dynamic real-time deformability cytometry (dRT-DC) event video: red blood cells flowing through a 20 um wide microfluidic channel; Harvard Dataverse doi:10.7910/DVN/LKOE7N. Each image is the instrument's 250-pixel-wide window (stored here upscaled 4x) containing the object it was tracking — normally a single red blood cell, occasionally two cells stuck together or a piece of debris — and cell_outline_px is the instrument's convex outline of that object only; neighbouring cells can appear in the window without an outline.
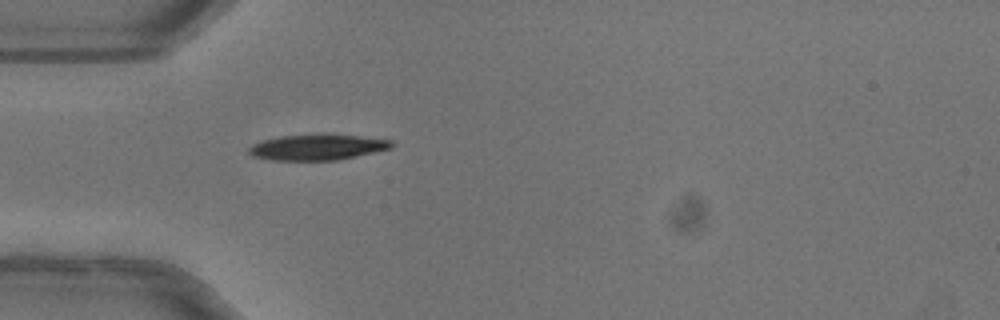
{"species": "common noctule bat (a hibernating species)", "species_latin": "Nyctalus noctula", "temperature_condition": "warm", "stored_images_in_passage": 36, "camera_frame_rate_fps": 3000, "um_per_image_px": 0.085, "animal": {"sex": "female"}, "frame": {"image": 1, "passage_image": 1, "time_ms": 0.0, "image_size_px": [1000, 320], "cell_outline_px": [[392, 148], [356, 156], [336, 160], [272, 160], [252, 156], [248, 152], [248, 148], [252, 144], [260, 140], [280, 136], [320, 132], [324, 132], [360, 136], [392, 140]], "centroid_in_image_um": [26.94, 12.48], "position_along_channel_um": 58.1, "area_um2": 21.96}, "authors_computed_cell_mechanics": {"area_um2": 21.8484, "velocity_mm_per_s": 4.0543, "shape_relaxation_time_tau1_ms": 2.3042, "shape_relaxation_time_tau2_ms": null, "deformation_change_tau1": 0.1403, "deformation_change_tau2": null}}